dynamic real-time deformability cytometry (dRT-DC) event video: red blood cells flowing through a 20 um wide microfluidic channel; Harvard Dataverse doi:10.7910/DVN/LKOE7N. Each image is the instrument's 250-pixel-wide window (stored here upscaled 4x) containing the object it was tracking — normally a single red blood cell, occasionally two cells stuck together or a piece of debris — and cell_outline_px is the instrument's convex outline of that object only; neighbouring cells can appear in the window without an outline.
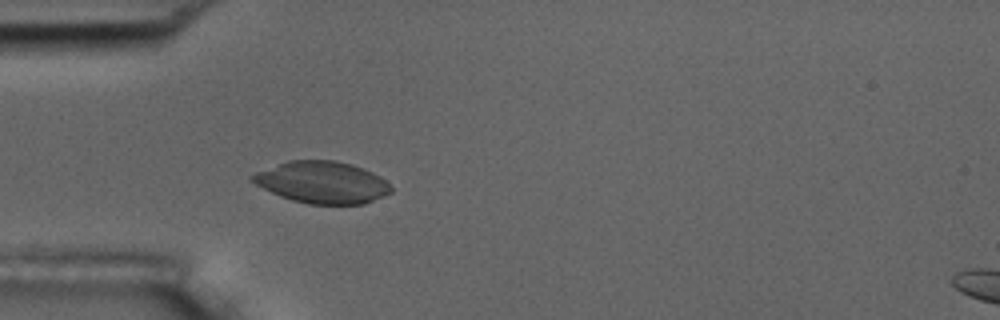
{"species": "common noctule bat (a hibernating species)", "species_latin": "Nyctalus noctula", "temperature_condition": "room temperature", "stored_images_in_passage": 5, "camera_frame_rate_fps": 3000, "um_per_image_px": 0.085, "animal": {"sex": "male", "body_mass_g": 17.5, "forearm_length_mm": 52.3}, "frame": {"image": 1, "passage_image": 5, "time_ms": 4.667, "image_size_px": [1000, 320], "cell_outline_px": [[392, 192], [364, 204], [308, 204], [292, 200], [280, 196], [248, 180], [248, 176], [256, 172], [288, 160], [336, 160], [352, 164], [372, 172], [380, 176], [392, 188]], "centroid_in_image_um": [27.36, 15.49], "position_along_channel_um": 57.6, "area_um2": 33.81}}